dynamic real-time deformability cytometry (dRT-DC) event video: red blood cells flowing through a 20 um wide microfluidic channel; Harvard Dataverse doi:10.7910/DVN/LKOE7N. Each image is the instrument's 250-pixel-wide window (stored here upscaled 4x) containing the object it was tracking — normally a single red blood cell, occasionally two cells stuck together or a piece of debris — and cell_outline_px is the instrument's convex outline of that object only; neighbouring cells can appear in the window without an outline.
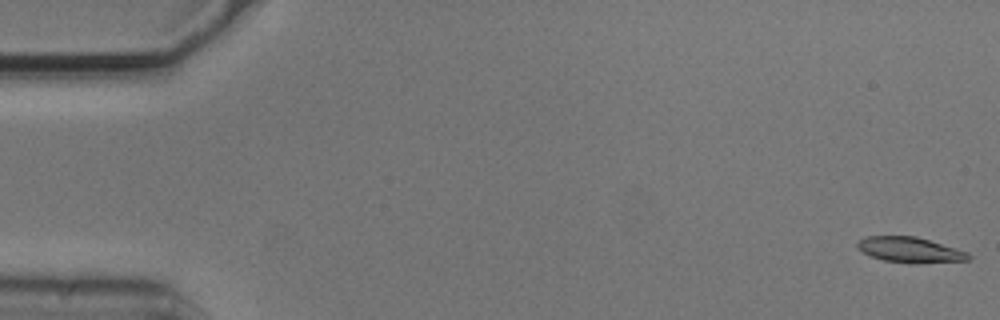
{"species": "common noctule bat (a hibernating species)", "species_latin": "Nyctalus noctula", "temperature_condition": "cold", "stored_images_in_passage": 54, "camera_frame_rate_fps": 3000, "um_per_image_px": 0.085, "animal": {"sex": "male", "body_mass_g": 20.5, "forearm_length_mm": 52.5}, "frame": {"image": 1, "passage_image": 1, "time_ms": 0.0, "image_size_px": [1000, 320], "cell_outline_px": [[972, 256], [968, 260], [916, 264], [884, 260], [872, 256], [856, 248], [856, 244], [860, 240], [868, 236], [916, 236], [968, 252]], "centroid_in_image_um": [77.37, 21.24], "position_along_channel_um": 7.6, "area_um2": 16.36}}
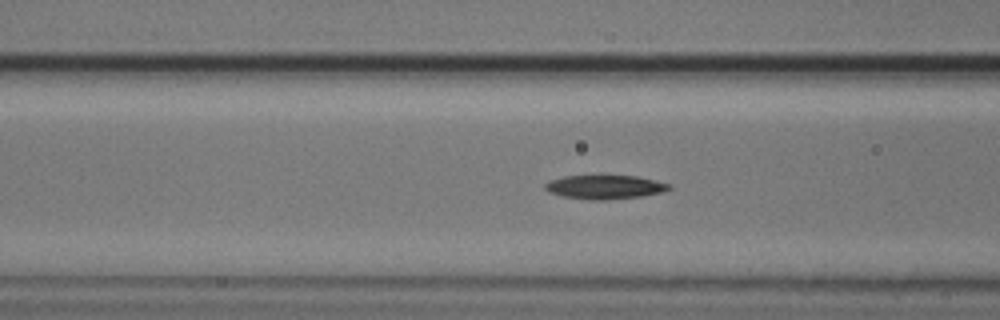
{"frame": {"image": 2, "passage_image": 21, "time_ms": 6.667, "image_size_px": [1000, 320], "cell_outline_px": [[672, 188], [664, 192], [640, 196], [608, 200], [592, 200], [564, 196], [548, 192], [544, 188], [544, 184], [552, 180], [564, 176], [636, 176], [656, 180], [672, 184]], "centroid_in_image_um": [51.46, 15.9], "position_along_channel_um": 115.1, "area_um2": 17.22}}
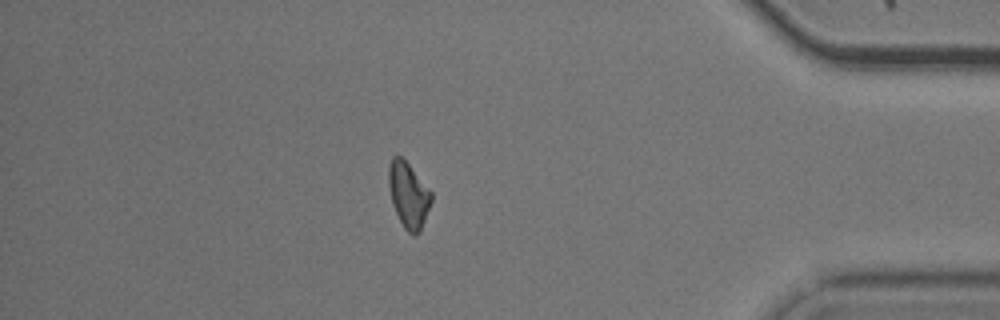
{"frame": {"image": 3, "passage_image": 47, "time_ms": 15.333, "image_size_px": [1000, 320], "cell_outline_px": [[432, 200], [420, 232], [416, 236], [412, 236], [404, 228], [392, 204], [388, 184], [388, 168], [392, 156], [400, 156], [408, 164], [432, 192]], "centroid_in_image_um": [34.71, 16.6], "position_along_channel_um": 400.5, "area_um2": 16.24}, "authors_computed_cell_mechanics": {"area_um2": 16.8198, "velocity_mm_per_s": 3.7272, "shape_relaxation_time_tau1_ms": 5.8831, "shape_relaxation_time_tau2_ms": null, "deformation_change_tau1": 0.1507, "deformation_change_tau2": null}}